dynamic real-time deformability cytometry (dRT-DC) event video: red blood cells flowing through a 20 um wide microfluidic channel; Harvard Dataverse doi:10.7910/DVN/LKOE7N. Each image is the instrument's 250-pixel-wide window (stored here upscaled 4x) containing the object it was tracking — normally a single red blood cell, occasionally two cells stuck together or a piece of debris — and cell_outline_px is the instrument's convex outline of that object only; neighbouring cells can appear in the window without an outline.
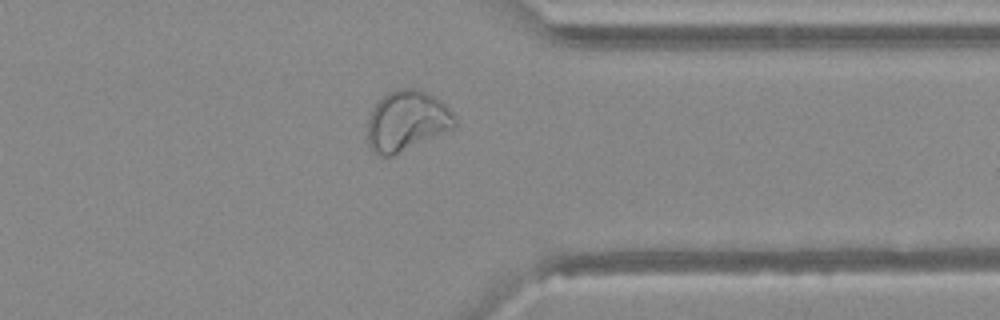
{"species": "Egyptian fruit bat (a non-hibernating species)", "species_latin": "Rousettus aegyptiacus", "temperature_condition": "warm", "stored_images_in_passage": 43, "camera_frame_rate_fps": 3000, "um_per_image_px": 0.085, "animal": {"sex": "female"}, "frame": {"image": 1, "passage_image": 33, "time_ms": 10.667, "image_size_px": [1000, 320], "cell_outline_px": [[456, 124], [452, 128], [392, 156], [376, 156], [372, 152], [368, 144], [368, 116], [372, 108], [388, 92], [396, 88], [420, 88], [428, 92], [440, 100], [448, 108], [456, 120]], "centroid_in_image_um": [34.53, 10.26], "position_along_channel_um": 376.9, "area_um2": 30.58}}
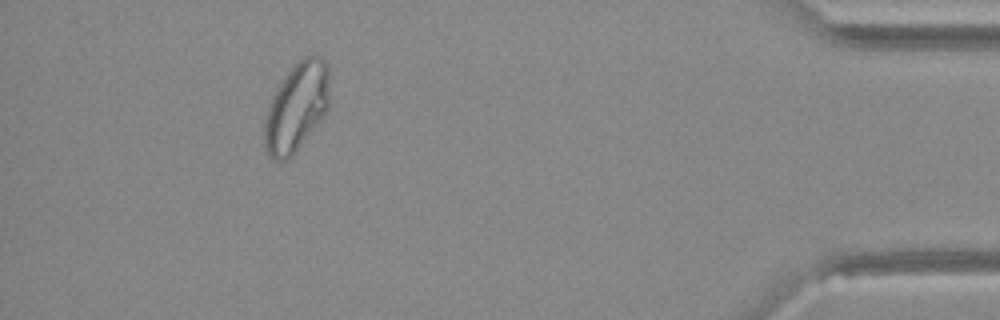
{"frame": {"image": 2, "passage_image": 39, "time_ms": 12.667, "image_size_px": [1000, 320], "cell_outline_px": [[328, 108], [320, 120], [296, 148], [284, 160], [276, 160], [264, 148], [264, 120], [268, 104], [280, 80], [304, 56], [312, 52], [324, 56], [328, 64]], "centroid_in_image_um": [25.2, 8.99], "position_along_channel_um": 410.0, "area_um2": 33.23}}